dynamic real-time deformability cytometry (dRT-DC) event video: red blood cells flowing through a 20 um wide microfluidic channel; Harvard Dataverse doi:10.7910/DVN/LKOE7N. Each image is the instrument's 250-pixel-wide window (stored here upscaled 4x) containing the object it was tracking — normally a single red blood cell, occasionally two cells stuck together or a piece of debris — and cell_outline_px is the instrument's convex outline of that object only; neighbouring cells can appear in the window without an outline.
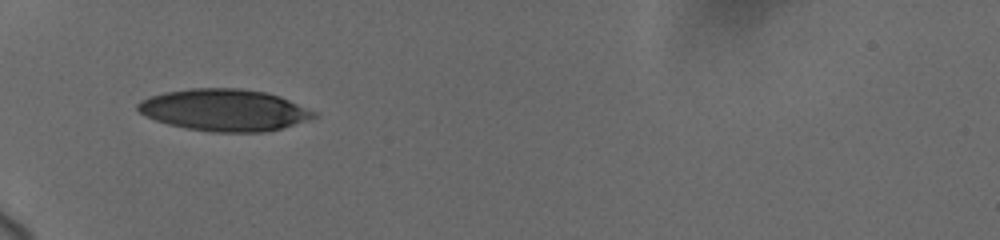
{"species": "human", "species_latin": "Homo sapiens", "temperature_condition": "cold", "stored_images_in_passage": 10, "camera_frame_rate_fps": 3000, "um_per_image_px": 0.085, "donor": {"sex": "female"}, "frame": {"image": 1, "passage_image": 1, "time_ms": 0.0, "image_size_px": [1000, 240], "cell_outline_px": [[316, 116], [280, 128], [264, 132], [212, 132], [184, 128], [168, 124], [144, 116], [136, 108], [136, 104], [140, 100], [148, 96], [164, 92], [192, 88], [240, 88], [264, 92], [280, 96], [316, 112]], "centroid_in_image_um": [18.99, 9.35], "position_along_channel_um": 66.0, "area_um2": 42.77}}
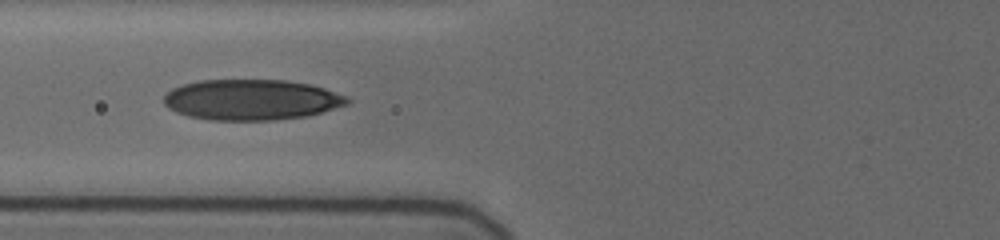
{"frame": {"image": 2, "passage_image": 9, "time_ms": 1.333, "image_size_px": [1000, 240], "cell_outline_px": [[352, 100], [348, 104], [308, 116], [276, 120], [208, 120], [188, 116], [176, 112], [168, 108], [164, 104], [164, 96], [172, 88], [196, 80], [288, 80], [308, 84], [324, 88], [348, 96]], "centroid_in_image_um": [21.38, 8.48], "position_along_channel_um": 104.4, "area_um2": 43.7}}